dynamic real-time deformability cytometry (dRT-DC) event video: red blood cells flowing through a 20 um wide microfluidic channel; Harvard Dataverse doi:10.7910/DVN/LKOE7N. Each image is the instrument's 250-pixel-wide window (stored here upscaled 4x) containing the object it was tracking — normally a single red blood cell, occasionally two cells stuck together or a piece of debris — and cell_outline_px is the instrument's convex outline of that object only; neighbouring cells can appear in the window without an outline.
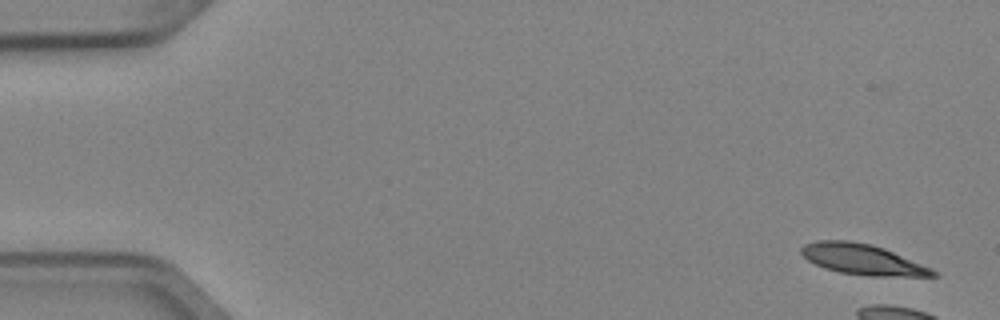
{"species": "Egyptian fruit bat (a non-hibernating species)", "species_latin": "Rousettus aegyptiacus", "temperature_condition": "cold", "stored_images_in_passage": 8, "camera_frame_rate_fps": 3000, "um_per_image_px": 0.085, "animal": {"sex": "female"}, "frame": {"image": 1, "passage_image": 1, "time_ms": 0.0, "image_size_px": [1000, 320], "cell_outline_px": [[940, 276], [868, 276], [840, 272], [824, 268], [808, 260], [800, 252], [800, 248], [804, 244], [816, 240], [848, 240], [872, 244], [884, 248], [932, 268], [940, 272]], "centroid_in_image_um": [73.33, 22.05], "position_along_channel_um": 11.7, "area_um2": 23.58}}
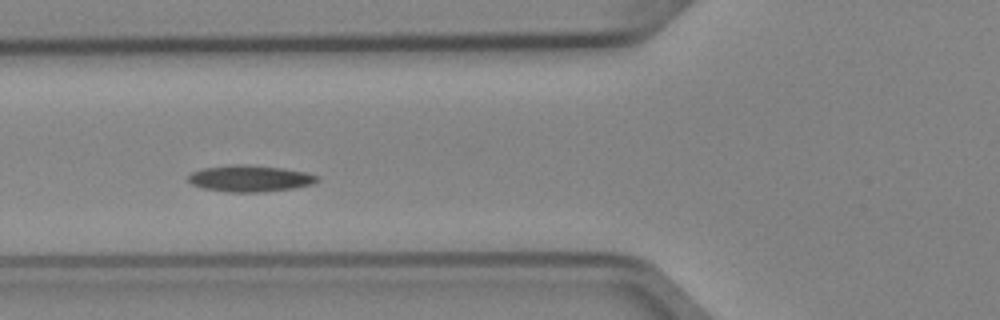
{"frame": {"image": 2, "passage_image": 6, "time_ms": 1.667, "image_size_px": [1000, 320], "cell_outline_px": [[320, 180], [312, 184], [292, 188], [260, 192], [228, 192], [204, 188], [192, 184], [188, 180], [188, 176], [192, 172], [200, 168], [228, 164], [248, 164], [284, 168], [308, 172], [320, 176]], "centroid_in_image_um": [21.26, 15.15], "position_along_channel_um": 104.5, "area_um2": 20.17}}
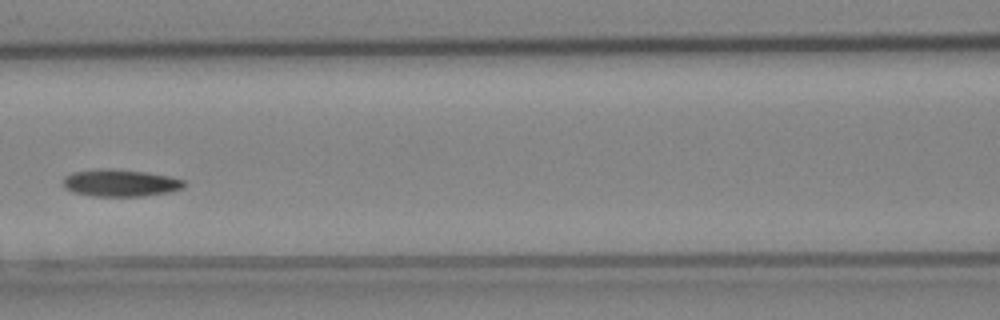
{"frame": {"image": 3, "passage_image": 7, "time_ms": 2.0, "image_size_px": [1000, 320], "cell_outline_px": [[184, 184], [180, 188], [168, 192], [144, 196], [92, 196], [72, 192], [64, 188], [64, 176], [72, 172], [96, 168], [112, 168], [144, 172], [168, 176], [184, 180]], "centroid_in_image_um": [10.15, 15.54], "position_along_channel_um": 156.5, "area_um2": 19.13}}